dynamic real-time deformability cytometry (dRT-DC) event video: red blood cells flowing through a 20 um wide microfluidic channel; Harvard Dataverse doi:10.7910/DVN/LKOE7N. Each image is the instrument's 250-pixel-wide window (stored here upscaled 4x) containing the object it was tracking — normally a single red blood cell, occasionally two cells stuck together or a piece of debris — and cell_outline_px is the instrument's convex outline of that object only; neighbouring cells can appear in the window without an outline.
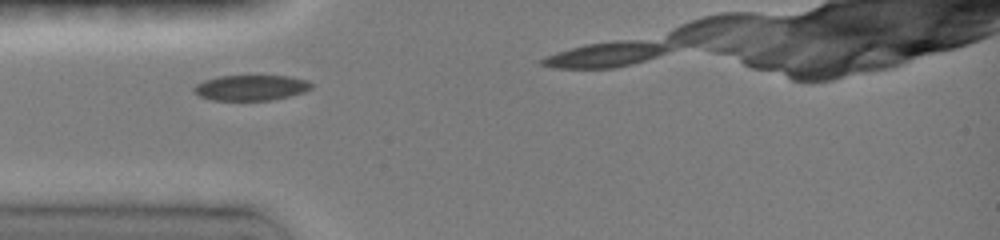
{"species": "common noctule bat (a hibernating species)", "species_latin": "Nyctalus noctula", "temperature_condition": "room temperature", "stored_images_in_passage": 44, "camera_frame_rate_fps": 3000, "um_per_image_px": 0.085, "animal": {"sex": "female", "body_mass_g": 19.0, "forearm_length_mm": 51.5}, "frame": {"image": 1, "passage_image": 6, "time_ms": 2.0, "image_size_px": [1000, 240], "cell_outline_px": [[312, 88], [304, 92], [272, 100], [212, 100], [200, 96], [192, 92], [192, 88], [196, 84], [204, 80], [220, 76], [288, 76], [308, 80], [312, 84]], "centroid_in_image_um": [21.31, 7.45], "position_along_channel_um": 63.7, "area_um2": 17.46}}
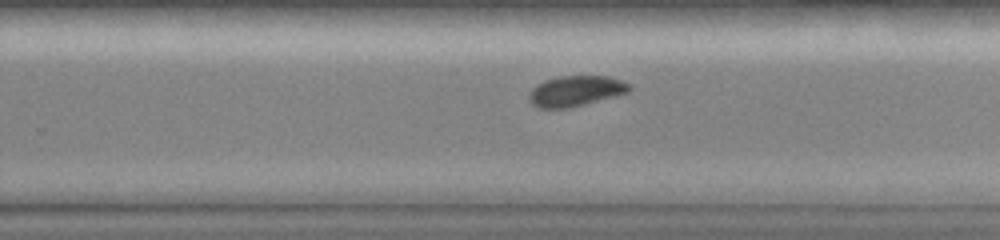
{"frame": {"image": 2, "passage_image": 28, "time_ms": 7.333, "image_size_px": [1000, 240], "cell_outline_px": [[632, 88], [628, 92], [584, 104], [564, 108], [540, 108], [532, 104], [528, 100], [528, 96], [532, 88], [536, 84], [544, 80], [560, 76], [608, 76], [620, 80], [628, 84]], "centroid_in_image_um": [48.88, 7.72], "position_along_channel_um": 280.9, "area_um2": 17.63}}
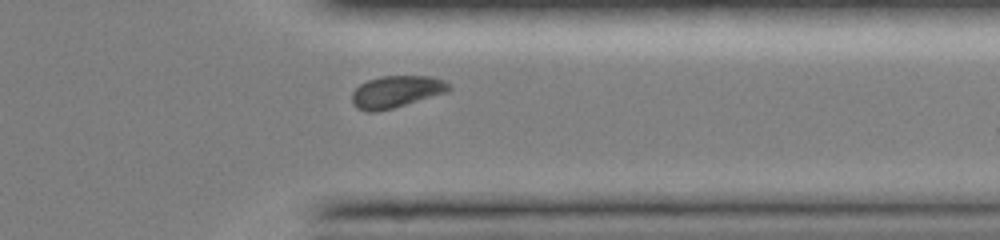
{"frame": {"image": 3, "passage_image": 39, "time_ms": 9.667, "image_size_px": [1000, 240], "cell_outline_px": [[452, 88], [448, 92], [392, 108], [376, 112], [368, 112], [356, 108], [352, 104], [352, 92], [360, 84], [368, 80], [384, 76], [432, 76], [444, 80]], "centroid_in_image_um": [33.68, 7.8], "position_along_channel_um": 377.7, "area_um2": 18.03}}